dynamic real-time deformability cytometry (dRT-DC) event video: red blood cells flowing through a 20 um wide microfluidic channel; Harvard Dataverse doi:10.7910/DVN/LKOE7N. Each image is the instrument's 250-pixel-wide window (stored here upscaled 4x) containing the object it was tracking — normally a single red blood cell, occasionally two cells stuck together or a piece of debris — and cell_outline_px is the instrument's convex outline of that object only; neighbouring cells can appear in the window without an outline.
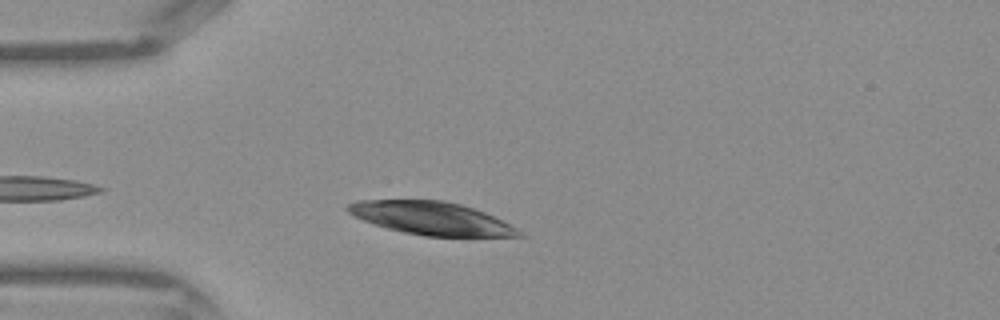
{"species": "Egyptian fruit bat (a non-hibernating species)", "species_latin": "Rousettus aegyptiacus", "temperature_condition": "warm", "stored_images_in_passage": 33, "camera_frame_rate_fps": 3000, "um_per_image_px": 0.085, "frame": {"image": 1, "passage_image": 4, "time_ms": 1.0, "image_size_px": [1000, 320], "cell_outline_px": [[524, 236], [424, 236], [404, 232], [388, 228], [364, 220], [348, 212], [344, 208], [348, 204], [356, 200], [444, 200], [460, 204], [484, 212], [524, 232]], "centroid_in_image_um": [36.64, 18.54], "position_along_channel_um": 48.4, "area_um2": 32.43}}
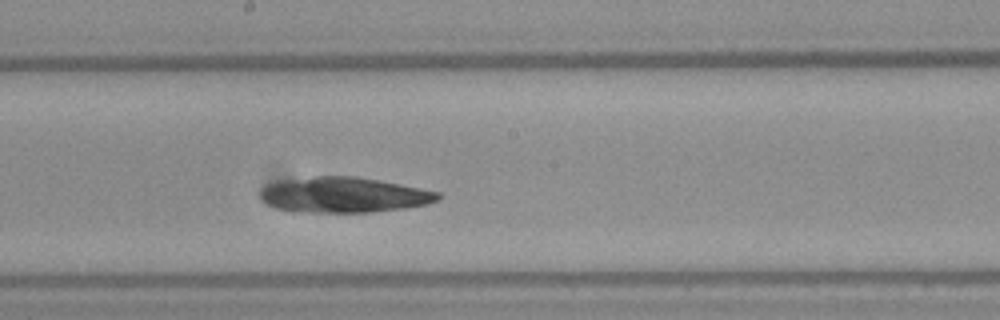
{"frame": {"image": 2, "passage_image": 16, "time_ms": 5.0, "image_size_px": [1000, 320], "cell_outline_px": [[440, 200], [428, 204], [404, 208], [372, 212], [300, 212], [276, 208], [268, 204], [260, 196], [260, 188], [264, 184], [276, 180], [316, 176], [356, 176], [400, 184], [440, 192]], "centroid_in_image_um": [29.18, 16.55], "position_along_channel_um": 219.0, "area_um2": 36.93}}
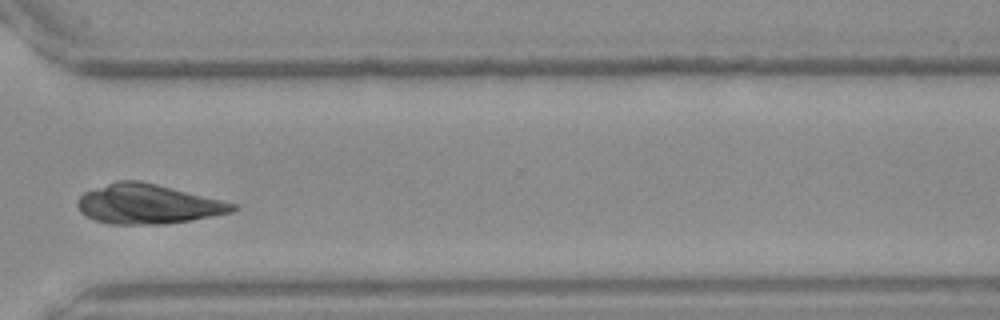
{"frame": {"image": 3, "passage_image": 25, "time_ms": 8.0, "image_size_px": [1000, 320], "cell_outline_px": [[240, 208], [232, 212], [192, 220], [164, 224], [112, 224], [96, 220], [84, 216], [80, 212], [76, 204], [76, 200], [84, 192], [116, 180], [140, 180], [224, 200], [240, 204]], "centroid_in_image_um": [12.59, 17.34], "position_along_channel_um": 358.0, "area_um2": 36.18}}